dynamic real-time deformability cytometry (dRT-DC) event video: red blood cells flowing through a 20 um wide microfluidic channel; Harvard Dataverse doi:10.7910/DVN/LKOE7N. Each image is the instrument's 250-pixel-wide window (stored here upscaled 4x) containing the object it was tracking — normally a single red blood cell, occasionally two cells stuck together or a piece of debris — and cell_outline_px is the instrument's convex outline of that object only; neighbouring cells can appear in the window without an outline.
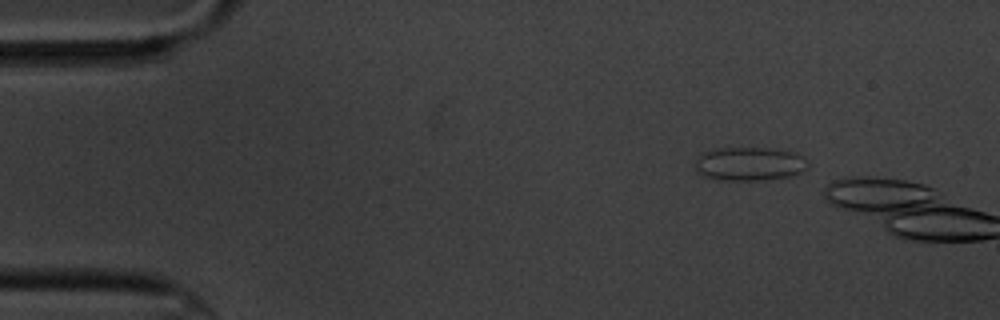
{"species": "common noctule bat (a hibernating species)", "species_latin": "Nyctalus noctula", "temperature_condition": "cold", "stored_images_in_passage": 2, "camera_frame_rate_fps": 3000, "um_per_image_px": 0.085, "animal": {"sex": "male", "body_mass_g": 20.1, "forearm_length_mm": 53.5}, "frame": {"image": 1, "passage_image": 1, "time_ms": 0.0, "image_size_px": [1000, 320], "cell_outline_px": [[808, 168], [796, 176], [772, 180], [724, 180], [700, 176], [696, 172], [696, 160], [704, 152], [716, 148], [764, 148], [796, 152], [804, 156], [808, 160]], "centroid_in_image_um": [63.77, 13.95], "position_along_channel_um": 21.2, "area_um2": 22.6}}